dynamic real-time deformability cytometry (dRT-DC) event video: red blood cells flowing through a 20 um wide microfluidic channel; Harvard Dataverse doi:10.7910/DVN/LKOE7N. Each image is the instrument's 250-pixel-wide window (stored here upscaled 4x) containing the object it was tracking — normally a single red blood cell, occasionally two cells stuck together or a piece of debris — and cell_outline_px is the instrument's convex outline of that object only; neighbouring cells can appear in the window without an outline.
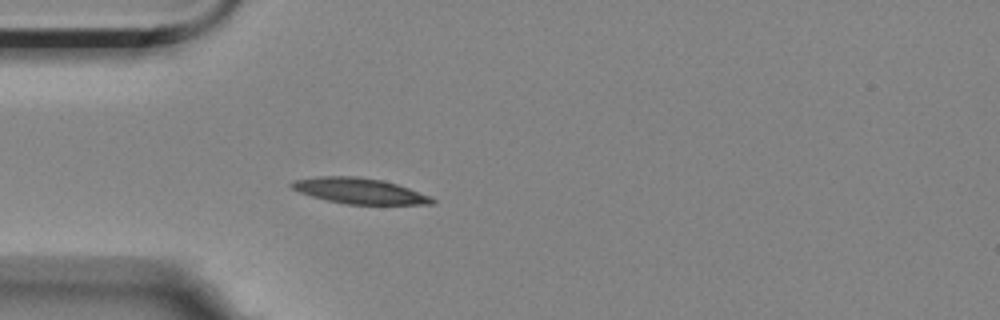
{"species": "Egyptian fruit bat (a non-hibernating species)", "species_latin": "Rousettus aegyptiacus", "temperature_condition": "room temperature", "stored_images_in_passage": 5, "camera_frame_rate_fps": 3000, "um_per_image_px": 0.085, "animal": {"sex": "female"}, "frame": {"image": 1, "passage_image": 5, "time_ms": 4.667, "image_size_px": [1000, 320], "cell_outline_px": [[436, 204], [344, 204], [312, 196], [300, 192], [292, 188], [288, 184], [292, 180], [320, 176], [360, 176], [384, 180], [408, 188], [428, 196], [436, 200]], "centroid_in_image_um": [30.52, 16.21], "position_along_channel_um": 54.5, "area_um2": 20.92}}